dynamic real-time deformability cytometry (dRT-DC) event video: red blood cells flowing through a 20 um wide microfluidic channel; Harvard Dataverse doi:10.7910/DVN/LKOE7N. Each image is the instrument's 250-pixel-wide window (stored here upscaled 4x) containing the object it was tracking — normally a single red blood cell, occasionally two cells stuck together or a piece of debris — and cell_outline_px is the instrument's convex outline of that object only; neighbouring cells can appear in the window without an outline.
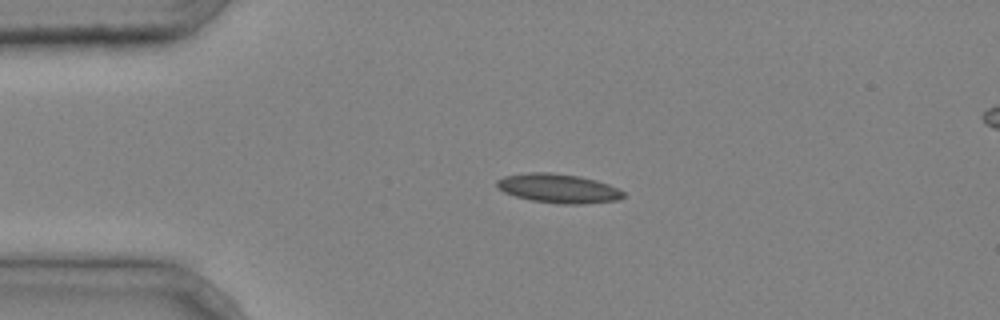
{"species": "common noctule bat (a hibernating species)", "species_latin": "Nyctalus noctula", "temperature_condition": "cold", "stored_images_in_passage": 3, "camera_frame_rate_fps": 3000, "um_per_image_px": 0.085, "animal": {"sex": "male", "body_mass_g": 20.4}, "frame": {"image": 1, "passage_image": 1, "time_ms": 0.0, "image_size_px": [1000, 320], "cell_outline_px": [[628, 196], [616, 200], [584, 204], [560, 204], [532, 200], [516, 196], [504, 192], [496, 184], [496, 180], [504, 176], [528, 172], [552, 172], [580, 176], [596, 180], [608, 184], [624, 192]], "centroid_in_image_um": [47.48, 16.01], "position_along_channel_um": 37.5, "area_um2": 21.5}}